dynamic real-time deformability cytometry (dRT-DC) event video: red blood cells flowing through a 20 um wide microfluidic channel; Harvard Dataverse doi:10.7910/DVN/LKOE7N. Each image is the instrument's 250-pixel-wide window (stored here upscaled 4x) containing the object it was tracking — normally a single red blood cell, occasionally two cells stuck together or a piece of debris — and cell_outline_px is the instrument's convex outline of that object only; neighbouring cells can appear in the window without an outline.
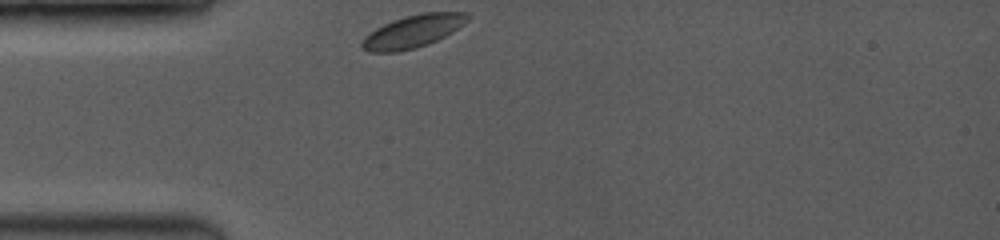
{"species": "common noctule bat (a hibernating species)", "species_latin": "Nyctalus noctula", "temperature_condition": "room temperature", "stored_images_in_passage": 35, "camera_frame_rate_fps": 3500, "um_per_image_px": 0.085, "animal": {"sex": "female", "body_mass_g": 19.0, "forearm_length_mm": 53.3}, "frame": {"image": 1, "passage_image": 1, "time_ms": 0.0, "image_size_px": [1000, 240], "cell_outline_px": [[472, 16], [464, 24], [452, 32], [428, 44], [396, 52], [368, 52], [360, 48], [360, 44], [364, 36], [376, 28], [392, 20], [404, 16], [420, 12], [468, 12]], "centroid_in_image_um": [35.09, 2.65], "position_along_channel_um": 49.9, "area_um2": 20.23}}
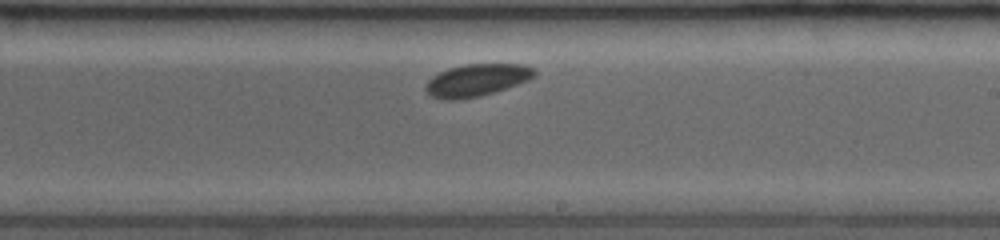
{"frame": {"image": 2, "passage_image": 20, "time_ms": 5.429, "image_size_px": [1000, 240], "cell_outline_px": [[536, 76], [528, 80], [480, 96], [460, 100], [444, 100], [432, 96], [424, 88], [424, 84], [432, 76], [448, 68], [468, 64], [524, 64], [532, 68], [536, 72]], "centroid_in_image_um": [40.48, 6.81], "position_along_channel_um": 248.5, "area_um2": 20.35}}
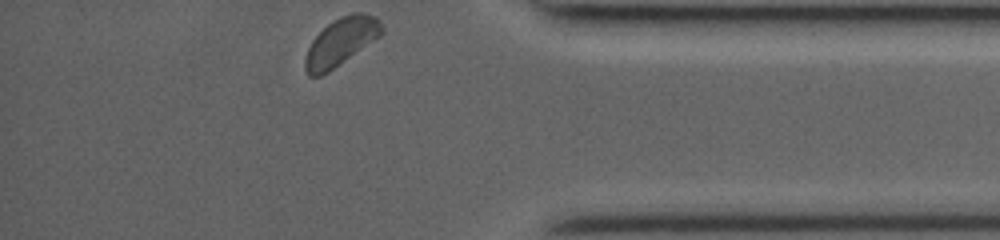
{"frame": {"image": 3, "passage_image": 35, "time_ms": 9.714, "image_size_px": [1000, 240], "cell_outline_px": [[384, 28], [380, 36], [328, 72], [320, 76], [308, 76], [304, 68], [304, 60], [308, 48], [312, 40], [332, 20], [340, 16], [352, 12], [364, 12], [376, 16], [380, 20]], "centroid_in_image_um": [28.98, 3.53], "position_along_channel_um": 406.2, "area_um2": 21.27}}